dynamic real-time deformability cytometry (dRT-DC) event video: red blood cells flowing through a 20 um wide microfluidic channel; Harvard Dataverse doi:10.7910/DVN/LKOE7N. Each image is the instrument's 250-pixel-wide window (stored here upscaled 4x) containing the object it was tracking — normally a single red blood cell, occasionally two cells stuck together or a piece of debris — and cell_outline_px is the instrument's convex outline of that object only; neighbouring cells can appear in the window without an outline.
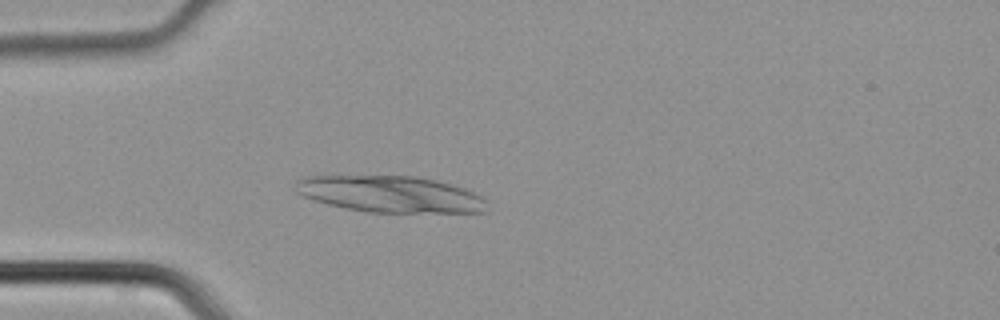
{"species": "common noctule bat (a hibernating species)", "species_latin": "Nyctalus noctula", "temperature_condition": "cold", "stored_images_in_passage": 40, "camera_frame_rate_fps": 3000, "um_per_image_px": 0.085, "animal": {"sex": "male", "body_mass_g": 21.5, "forearm_length_mm": 52.0}, "frame": {"image": 1, "passage_image": 9, "time_ms": 2.667, "image_size_px": [1000, 320], "cell_outline_px": [[488, 212], [368, 212], [344, 208], [312, 200], [296, 192], [296, 180], [304, 176], [416, 176], [436, 180], [464, 188], [488, 200]], "centroid_in_image_um": [33.19, 16.5], "position_along_channel_um": 51.8, "area_um2": 40.75}}
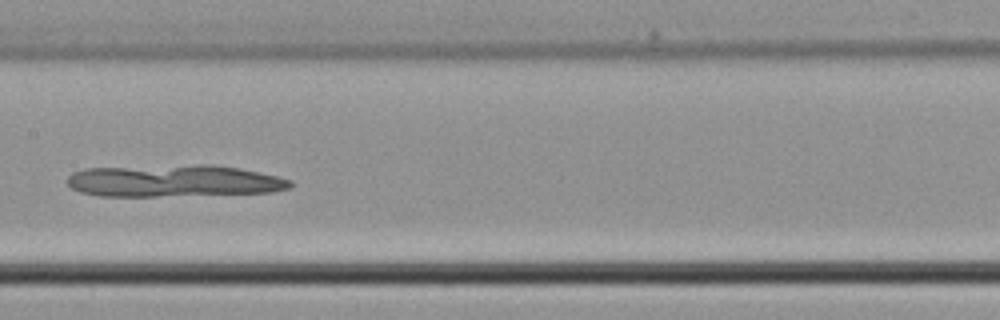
{"frame": {"image": 2, "passage_image": 19, "time_ms": 6.0, "image_size_px": [1000, 320], "cell_outline_px": [[292, 188], [272, 192], [156, 196], [100, 196], [80, 192], [72, 188], [68, 184], [68, 176], [72, 172], [84, 168], [196, 164], [208, 164], [240, 168], [276, 176], [292, 180]], "centroid_in_image_um": [14.76, 15.36], "position_along_channel_um": 192.6, "area_um2": 41.73}}
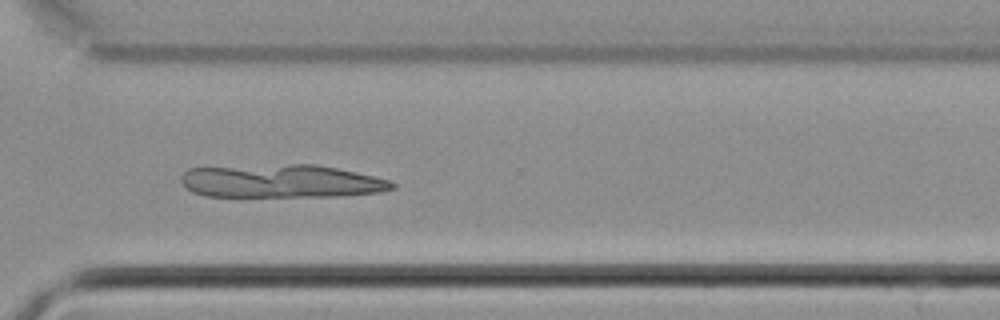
{"frame": {"image": 3, "passage_image": 29, "time_ms": 9.333, "image_size_px": [1000, 320], "cell_outline_px": [[396, 188], [380, 192], [344, 196], [236, 200], [204, 196], [192, 192], [180, 180], [180, 176], [188, 168], [288, 164], [312, 164], [336, 168], [372, 176], [388, 180], [396, 184]], "centroid_in_image_um": [23.82, 15.47], "position_along_channel_um": 346.8, "area_um2": 42.71}}